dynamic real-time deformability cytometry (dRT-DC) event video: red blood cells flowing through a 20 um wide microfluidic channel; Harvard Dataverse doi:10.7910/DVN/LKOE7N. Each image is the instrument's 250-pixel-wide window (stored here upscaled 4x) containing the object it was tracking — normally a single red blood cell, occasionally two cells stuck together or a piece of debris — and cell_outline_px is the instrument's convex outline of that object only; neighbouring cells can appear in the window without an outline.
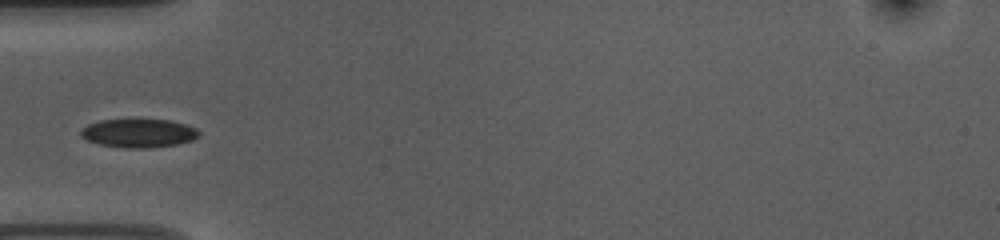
{"species": "common noctule bat (a hibernating species)", "species_latin": "Nyctalus noctula", "temperature_condition": "room temperature", "stored_images_in_passage": 37, "camera_frame_rate_fps": 3000, "um_per_image_px": 0.085, "animal": {"sex": "female", "body_mass_g": 10.0, "forearm_length_mm": 53.1}, "frame": {"image": 1, "passage_image": 1, "time_ms": 0.0, "image_size_px": [1000, 240], "cell_outline_px": [[200, 136], [192, 140], [176, 144], [148, 148], [124, 148], [100, 144], [88, 140], [80, 136], [80, 132], [88, 124], [100, 120], [172, 120], [196, 128], [200, 132]], "centroid_in_image_um": [11.8, 11.32], "position_along_channel_um": 73.2, "area_um2": 19.54}}
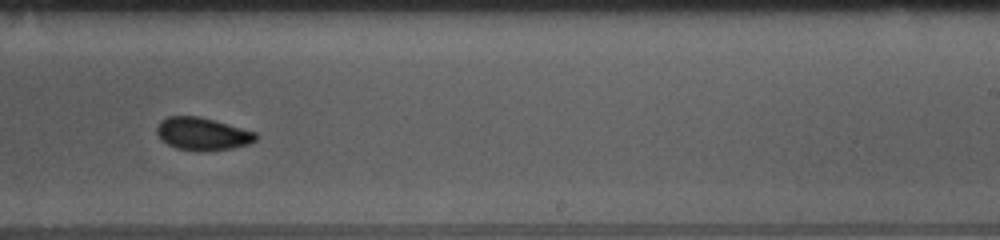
{"frame": {"image": 2, "passage_image": 17, "time_ms": 5.333, "image_size_px": [1000, 240], "cell_outline_px": [[260, 136], [256, 140], [248, 144], [232, 148], [200, 152], [176, 148], [160, 140], [156, 132], [156, 128], [160, 120], [168, 116], [200, 116], [256, 132]], "centroid_in_image_um": [17.19, 11.38], "position_along_channel_um": 271.8, "area_um2": 19.07}}
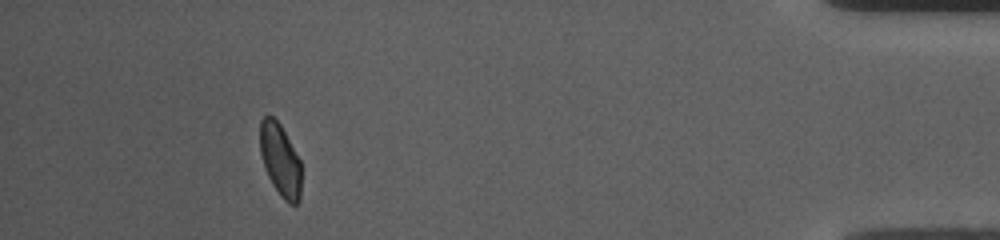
{"frame": {"image": 3, "passage_image": 33, "time_ms": 10.667, "image_size_px": [1000, 240], "cell_outline_px": [[300, 200], [296, 204], [288, 204], [280, 196], [272, 184], [268, 176], [260, 152], [260, 120], [264, 116], [272, 116], [280, 124], [300, 160]], "centroid_in_image_um": [23.81, 13.61], "position_along_channel_um": 411.4, "area_um2": 17.28}}